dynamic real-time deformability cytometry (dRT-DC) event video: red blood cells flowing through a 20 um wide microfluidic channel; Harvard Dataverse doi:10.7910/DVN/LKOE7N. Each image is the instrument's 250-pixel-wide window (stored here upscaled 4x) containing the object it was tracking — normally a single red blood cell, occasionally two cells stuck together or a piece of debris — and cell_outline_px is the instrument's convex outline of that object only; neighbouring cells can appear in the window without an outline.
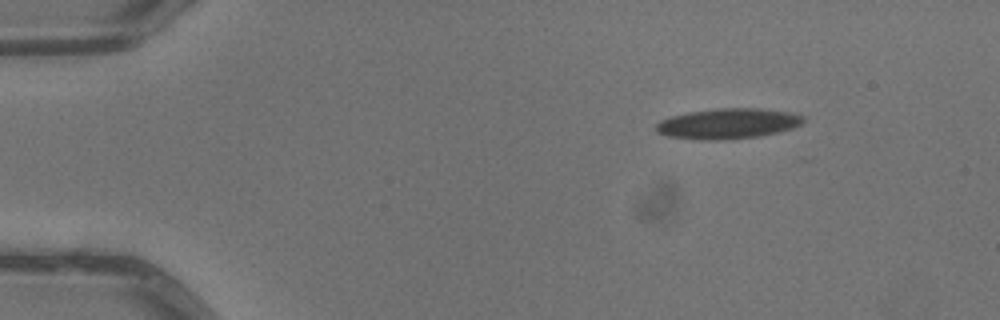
{"species": "common noctule bat (a hibernating species)", "species_latin": "Nyctalus noctula", "temperature_condition": "warm", "stored_images_in_passage": 3, "camera_frame_rate_fps": 3000, "um_per_image_px": 0.085, "animal": {"sex": "male", "body_mass_g": 13.3}, "frame": {"image": 1, "passage_image": 1, "time_ms": 0.0, "image_size_px": [1000, 320], "cell_outline_px": [[804, 120], [800, 124], [792, 128], [760, 136], [732, 140], [700, 140], [668, 136], [656, 132], [656, 124], [660, 120], [672, 116], [688, 112], [720, 108], [760, 108], [792, 112], [804, 116]], "centroid_in_image_um": [61.87, 10.51], "position_along_channel_um": 23.1, "area_um2": 26.24}}